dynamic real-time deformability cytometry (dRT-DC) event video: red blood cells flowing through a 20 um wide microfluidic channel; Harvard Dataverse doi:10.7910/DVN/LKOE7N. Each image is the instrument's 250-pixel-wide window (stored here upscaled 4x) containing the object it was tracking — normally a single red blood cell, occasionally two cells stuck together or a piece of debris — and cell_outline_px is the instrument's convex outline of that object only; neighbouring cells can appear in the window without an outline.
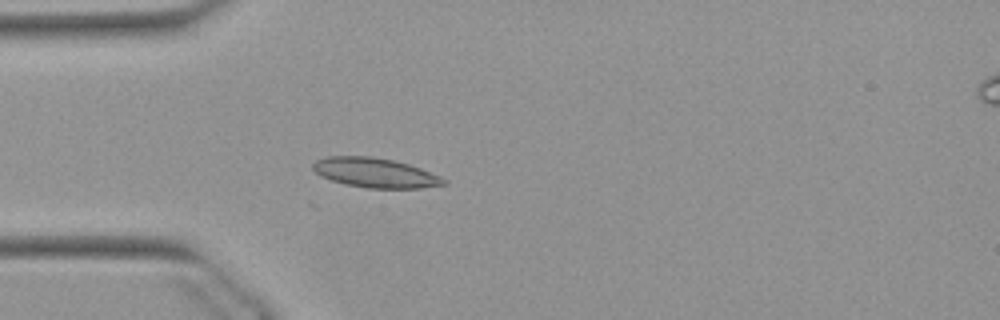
{"species": "Egyptian fruit bat (a non-hibernating species)", "species_latin": "Rousettus aegyptiacus", "temperature_condition": "warm", "stored_images_in_passage": 42, "camera_frame_rate_fps": 3000, "um_per_image_px": 0.085, "animal": {"sex": "female"}, "frame": {"image": 1, "passage_image": 14, "time_ms": 4.333, "image_size_px": [1000, 320], "cell_outline_px": [[448, 184], [420, 188], [368, 188], [344, 184], [320, 176], [312, 168], [312, 164], [316, 160], [324, 156], [372, 156], [392, 160], [408, 164], [420, 168], [440, 176], [448, 180]], "centroid_in_image_um": [31.88, 14.68], "position_along_channel_um": 53.1, "area_um2": 22.66}}
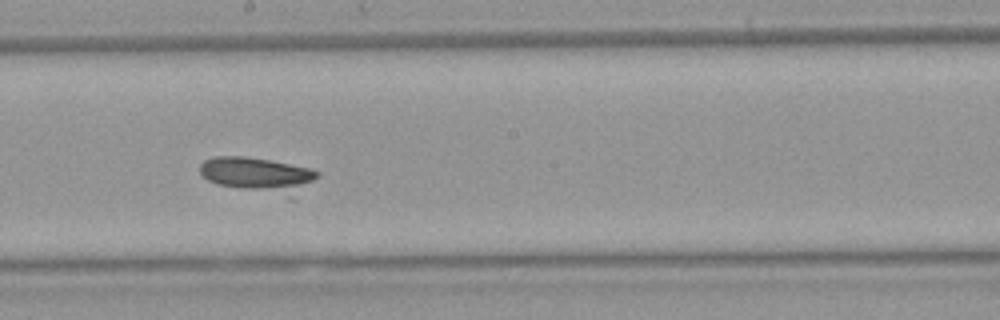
{"frame": {"image": 2, "passage_image": 28, "time_ms": 9.0, "image_size_px": [1000, 320], "cell_outline_px": [[320, 176], [312, 180], [288, 188], [240, 188], [216, 184], [208, 180], [200, 172], [200, 164], [204, 160], [212, 156], [244, 156], [268, 160], [308, 168], [320, 172]], "centroid_in_image_um": [21.63, 14.68], "position_along_channel_um": 226.6, "area_um2": 20.92}}
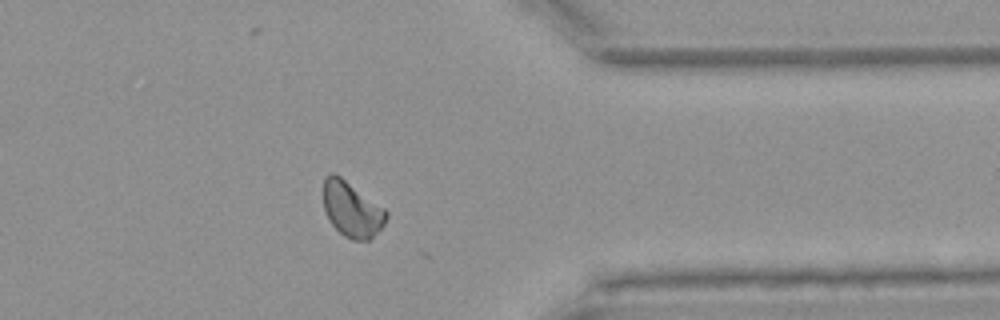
{"frame": {"image": 3, "passage_image": 41, "time_ms": 13.333, "image_size_px": [1000, 320], "cell_outline_px": [[388, 216], [384, 224], [368, 240], [352, 240], [344, 236], [332, 224], [324, 208], [324, 176], [328, 172], [336, 172], [384, 208], [388, 212]], "centroid_in_image_um": [29.89, 17.75], "position_along_channel_um": 381.5, "area_um2": 20.17}}